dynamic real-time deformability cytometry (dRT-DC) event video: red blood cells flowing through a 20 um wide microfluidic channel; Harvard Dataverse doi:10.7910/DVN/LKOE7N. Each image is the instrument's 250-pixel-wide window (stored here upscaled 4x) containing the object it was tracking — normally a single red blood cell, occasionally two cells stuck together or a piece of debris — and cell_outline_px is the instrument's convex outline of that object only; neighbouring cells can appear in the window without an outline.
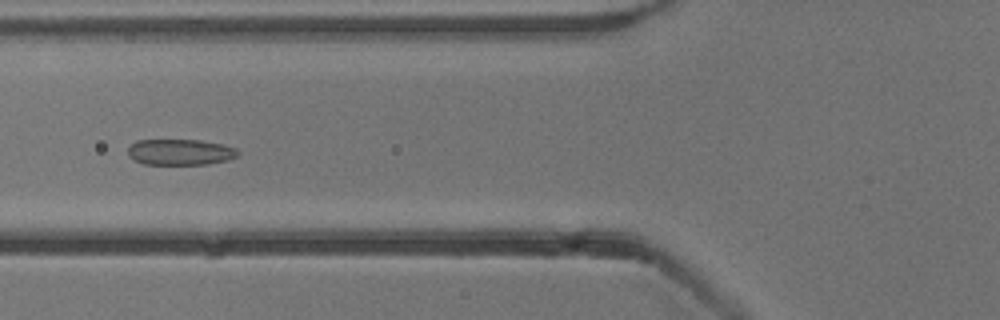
{"species": "common noctule bat (a hibernating species)", "species_latin": "Nyctalus noctula", "temperature_condition": "cold", "stored_images_in_passage": 55, "camera_frame_rate_fps": 3000, "um_per_image_px": 0.085, "animal": {"sex": "male", "body_mass_g": 13.3}, "frame": {"image": 1, "passage_image": 21, "time_ms": 6.667, "image_size_px": [1000, 320], "cell_outline_px": [[240, 152], [236, 156], [228, 160], [208, 164], [144, 164], [128, 156], [128, 148], [136, 140], [200, 140], [224, 144], [236, 148]], "centroid_in_image_um": [15.34, 12.92], "position_along_channel_um": 110.5, "area_um2": 16.65}}
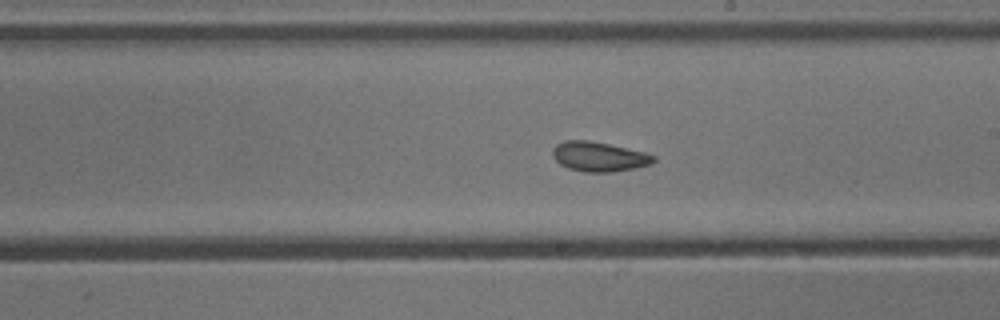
{"frame": {"image": 2, "passage_image": 31, "time_ms": 10.0, "image_size_px": [1000, 320], "cell_outline_px": [[656, 160], [652, 164], [612, 172], [584, 172], [568, 168], [560, 164], [552, 156], [552, 148], [556, 144], [564, 140], [588, 140], [608, 144], [644, 152], [656, 156]], "centroid_in_image_um": [50.89, 13.31], "position_along_channel_um": 238.1, "area_um2": 17.46}}
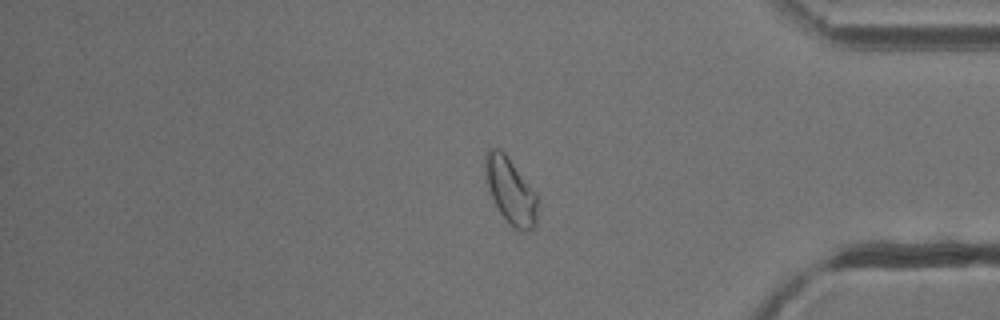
{"frame": {"image": 3, "passage_image": 45, "time_ms": 14.667, "image_size_px": [1000, 320], "cell_outline_px": [[536, 224], [528, 232], [524, 232], [516, 228], [500, 212], [492, 200], [488, 188], [484, 168], [484, 152], [488, 148], [500, 148], [504, 152], [536, 192]], "centroid_in_image_um": [43.36, 16.16], "position_along_channel_um": 391.8, "area_um2": 20.0}, "authors_computed_cell_mechanics": {"area_um2": 19.074, "velocity_mm_per_s": 3.8146, "shape_relaxation_time_tau1_ms": 4.5058, "shape_relaxation_time_tau2_ms": 1.621, "deformation_change_tau1": 0.1053, "deformation_change_tau2": 0.0736}}